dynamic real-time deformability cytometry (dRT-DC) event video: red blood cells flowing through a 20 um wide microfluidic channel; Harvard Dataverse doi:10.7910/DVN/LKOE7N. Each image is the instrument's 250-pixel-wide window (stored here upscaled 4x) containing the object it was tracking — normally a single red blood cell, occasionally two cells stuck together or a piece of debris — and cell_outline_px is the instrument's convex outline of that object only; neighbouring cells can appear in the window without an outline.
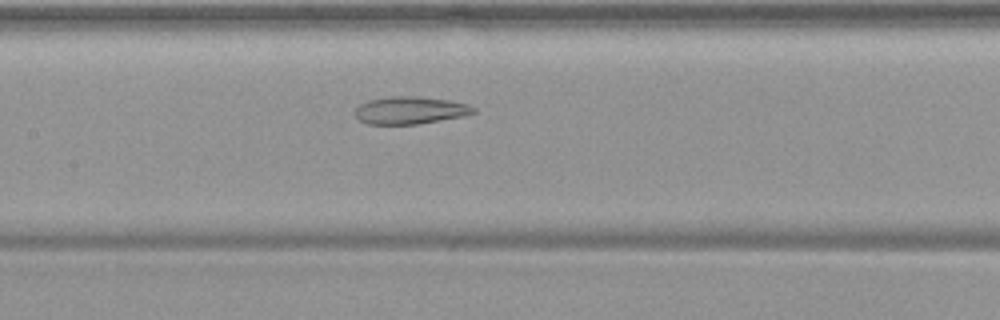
{"species": "common noctule bat (a hibernating species)", "species_latin": "Nyctalus noctula", "temperature_condition": "warm", "stored_images_in_passage": 50, "camera_frame_rate_fps": 3000, "um_per_image_px": 0.085, "animal": {"sex": "female", "body_mass_g": 19.9}, "frame": {"image": 1, "passage_image": 22, "time_ms": 7.0, "image_size_px": [1000, 320], "cell_outline_px": [[476, 112], [464, 116], [416, 124], [368, 124], [360, 120], [356, 116], [356, 108], [360, 104], [368, 100], [392, 96], [416, 96], [448, 100], [468, 104], [476, 108]], "centroid_in_image_um": [34.88, 9.37], "position_along_channel_um": 172.5, "area_um2": 18.84}}
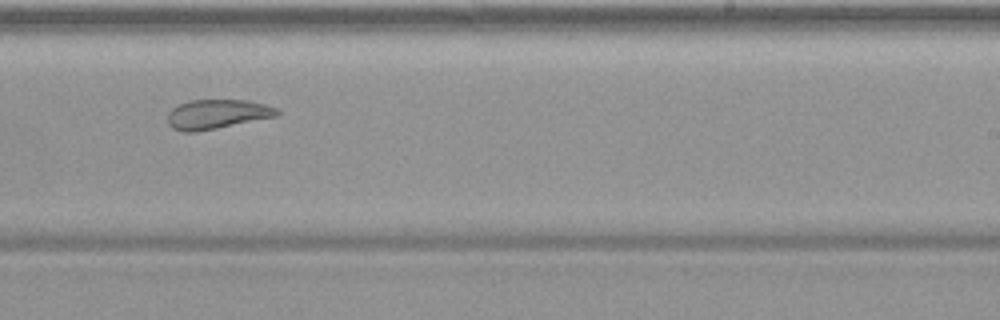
{"frame": {"image": 2, "passage_image": 30, "time_ms": 9.667, "image_size_px": [1000, 320], "cell_outline_px": [[280, 116], [196, 132], [184, 132], [172, 128], [168, 124], [168, 112], [172, 108], [188, 100], [244, 100], [264, 104], [276, 108], [280, 112]], "centroid_in_image_um": [18.45, 9.71], "position_along_channel_um": 270.5, "area_um2": 18.84}}
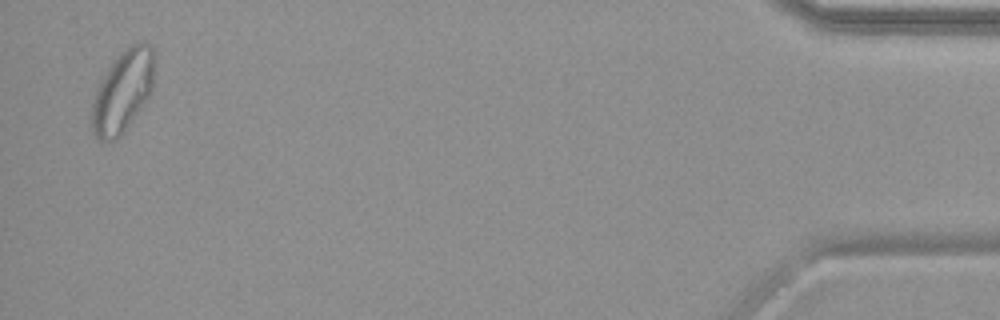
{"frame": {"image": 3, "passage_image": 49, "time_ms": 16.0, "image_size_px": [1000, 320], "cell_outline_px": [[156, 60], [152, 92], [144, 104], [120, 136], [116, 140], [96, 140], [92, 132], [92, 104], [96, 88], [104, 72], [116, 56], [128, 44], [152, 44]], "centroid_in_image_um": [10.45, 7.73], "position_along_channel_um": 424.8, "area_um2": 30.4}, "authors_computed_cell_mechanics": {"area_um2": 25.4898, "velocity_mm_per_s": 3.6935, "shape_relaxation_time_tau1_ms": null, "shape_relaxation_time_tau2_ms": 2.3552, "deformation_change_tau1": null, "deformation_change_tau2": 0.1019}}